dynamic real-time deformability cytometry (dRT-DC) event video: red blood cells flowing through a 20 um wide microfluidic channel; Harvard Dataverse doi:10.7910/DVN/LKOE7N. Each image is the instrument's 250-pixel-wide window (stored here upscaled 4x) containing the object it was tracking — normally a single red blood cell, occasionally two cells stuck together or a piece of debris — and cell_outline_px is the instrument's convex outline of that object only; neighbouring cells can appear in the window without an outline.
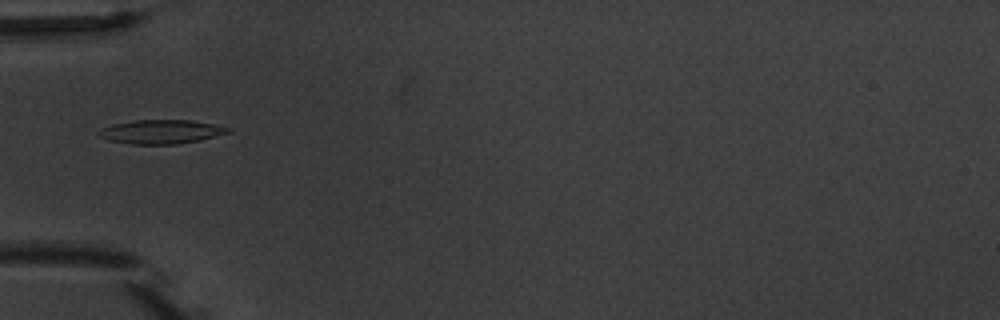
{"species": "common noctule bat (a hibernating species)", "species_latin": "Nyctalus noctula", "temperature_condition": "warm", "stored_images_in_passage": 7, "camera_frame_rate_fps": 3000, "um_per_image_px": 0.085, "animal": {"sex": "male", "body_mass_g": 20.1, "forearm_length_mm": 53.5}, "frame": {"image": 1, "passage_image": 6, "time_ms": 6.333, "image_size_px": [1000, 320], "cell_outline_px": [[232, 132], [200, 140], [176, 144], [132, 144], [108, 140], [96, 136], [96, 132], [100, 128], [112, 124], [136, 120], [192, 120], [232, 128]], "centroid_in_image_um": [13.66, 11.2], "position_along_channel_um": 71.3, "area_um2": 18.21}}